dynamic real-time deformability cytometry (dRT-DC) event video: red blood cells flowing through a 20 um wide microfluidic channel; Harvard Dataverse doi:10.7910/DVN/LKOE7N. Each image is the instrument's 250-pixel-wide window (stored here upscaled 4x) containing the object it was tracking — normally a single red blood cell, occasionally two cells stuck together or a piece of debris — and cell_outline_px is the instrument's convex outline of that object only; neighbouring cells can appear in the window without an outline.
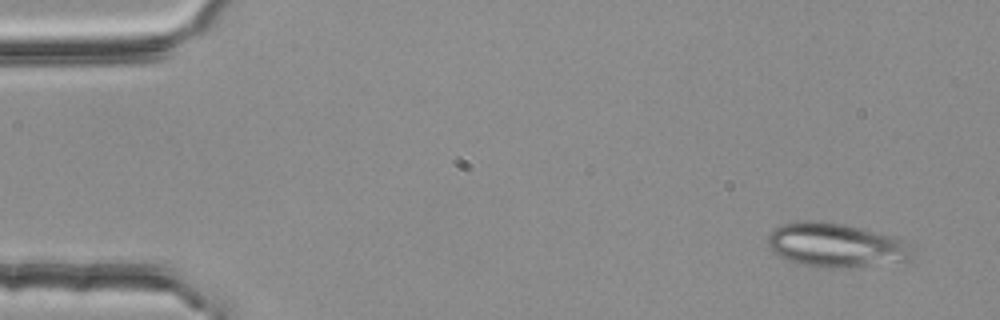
{"species": "common noctule bat (a hibernating species)", "species_latin": "Nyctalus noctula", "temperature_condition": "room temperature", "stored_images_in_passage": 4, "camera_frame_rate_fps": 3000, "um_per_image_px": 0.085, "animal": {"sex": "female", "body_mass_g": 25.1}, "frame": {"image": 1, "passage_image": 1, "time_ms": 0.0, "image_size_px": [1000, 320], "cell_outline_px": [[916, 248], [912, 256], [904, 260], [848, 268], [836, 268], [800, 264], [788, 260], [780, 256], [768, 244], [768, 236], [780, 224], [804, 220], [812, 220], [844, 224], [888, 236], [900, 240]], "centroid_in_image_um": [71.02, 20.83], "position_along_channel_um": 14.0, "area_um2": 36.3}}